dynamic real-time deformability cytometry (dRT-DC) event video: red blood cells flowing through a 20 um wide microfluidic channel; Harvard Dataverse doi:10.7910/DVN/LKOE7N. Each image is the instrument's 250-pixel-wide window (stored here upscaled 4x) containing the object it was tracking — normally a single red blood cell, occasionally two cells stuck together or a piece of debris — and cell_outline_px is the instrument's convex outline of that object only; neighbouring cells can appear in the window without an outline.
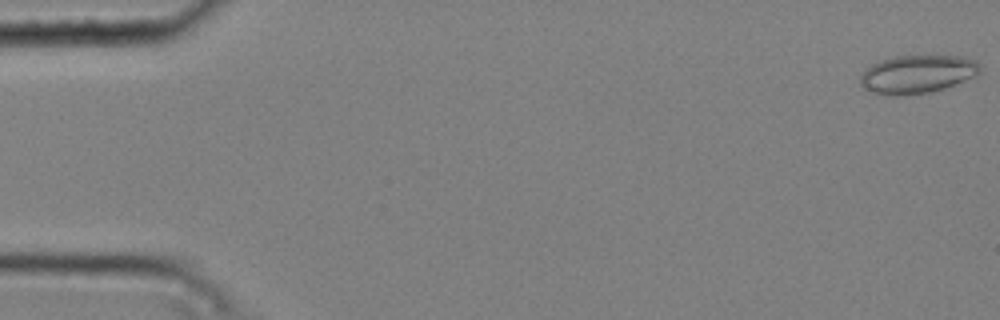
{"species": "common noctule bat (a hibernating species)", "species_latin": "Nyctalus noctula", "temperature_condition": "cold", "stored_images_in_passage": 48, "camera_frame_rate_fps": 3000, "um_per_image_px": 0.085, "animal": {"sex": "male", "body_mass_g": 20.4}, "frame": {"image": 1, "passage_image": 1, "time_ms": 0.0, "image_size_px": [1000, 320], "cell_outline_px": [[980, 72], [976, 76], [944, 88], [928, 92], [896, 96], [888, 96], [876, 92], [860, 84], [860, 76], [872, 64], [880, 60], [892, 56], [960, 56], [976, 60], [980, 64]], "centroid_in_image_um": [78.0, 6.29], "position_along_channel_um": 7.0, "area_um2": 26.41}}
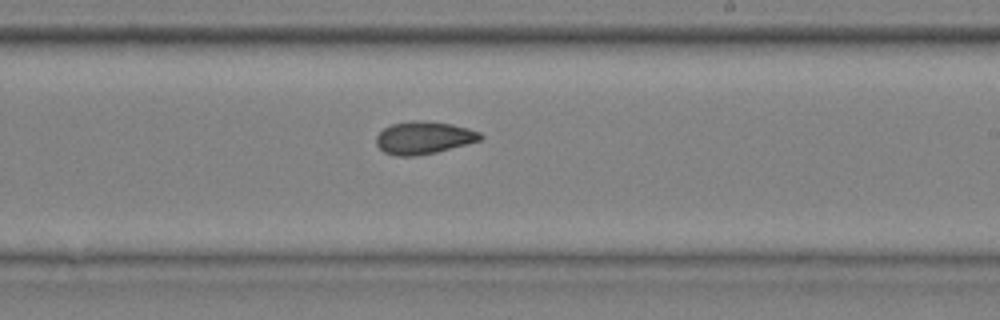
{"frame": {"image": 2, "passage_image": 32, "time_ms": 10.333, "image_size_px": [1000, 320], "cell_outline_px": [[484, 136], [480, 140], [436, 152], [416, 156], [396, 156], [384, 152], [376, 144], [376, 136], [384, 128], [392, 124], [412, 120], [424, 120], [452, 124], [468, 128], [480, 132]], "centroid_in_image_um": [36.01, 11.7], "position_along_channel_um": 253.0, "area_um2": 19.77}}
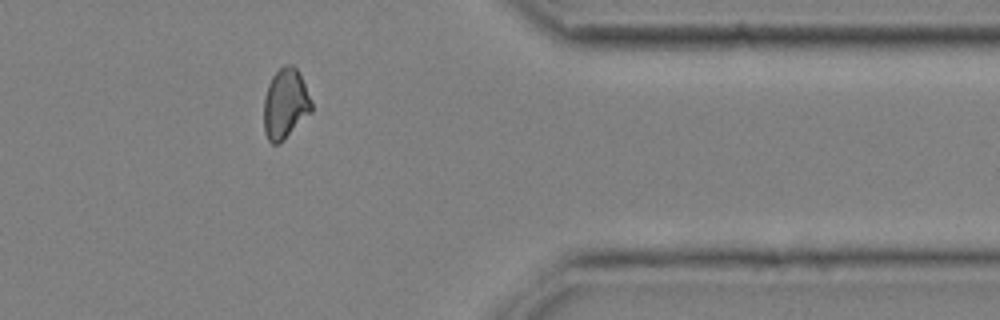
{"frame": {"image": 3, "passage_image": 44, "time_ms": 14.333, "image_size_px": [1000, 320], "cell_outline_px": [[312, 112], [280, 144], [272, 144], [268, 140], [264, 132], [264, 96], [268, 84], [272, 76], [284, 64], [292, 64], [296, 68], [304, 84], [312, 104]], "centroid_in_image_um": [24.23, 8.85], "position_along_channel_um": 387.2, "area_um2": 19.54}, "authors_computed_cell_mechanics": {"area_um2": 19.8254, "velocity_mm_per_s": 3.7619, "shape_relaxation_time_tau1_ms": null, "shape_relaxation_time_tau2_ms": 2.6057, "deformation_change_tau1": null, "deformation_change_tau2": 0.0648}}